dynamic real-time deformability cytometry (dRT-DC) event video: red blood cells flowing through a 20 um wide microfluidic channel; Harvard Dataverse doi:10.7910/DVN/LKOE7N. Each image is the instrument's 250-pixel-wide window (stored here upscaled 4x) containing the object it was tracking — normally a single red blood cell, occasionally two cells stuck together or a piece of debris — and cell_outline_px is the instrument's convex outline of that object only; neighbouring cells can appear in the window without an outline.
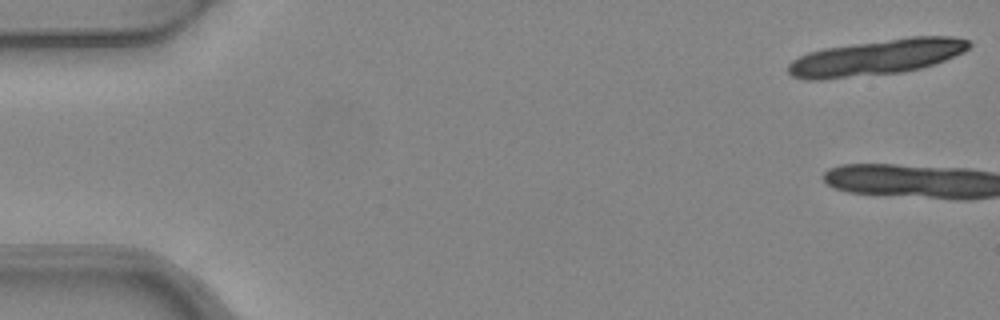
{"species": "common noctule bat (a hibernating species)", "species_latin": "Nyctalus noctula", "temperature_condition": "warm", "stored_images_in_passage": 3, "camera_frame_rate_fps": 3000, "um_per_image_px": 0.085, "animal": {"sex": "female", "body_mass_g": 24.6, "forearm_length_mm": 56.2}, "frame": {"image": 1, "passage_image": 1, "time_ms": 0.0, "image_size_px": [1000, 320], "cell_outline_px": [[972, 44], [964, 52], [944, 60], [920, 68], [900, 72], [820, 80], [808, 80], [792, 76], [788, 72], [788, 64], [792, 60], [808, 52], [824, 48], [908, 36], [952, 36], [968, 40]], "centroid_in_image_um": [74.49, 4.86], "position_along_channel_um": 10.5, "area_um2": 37.51}}